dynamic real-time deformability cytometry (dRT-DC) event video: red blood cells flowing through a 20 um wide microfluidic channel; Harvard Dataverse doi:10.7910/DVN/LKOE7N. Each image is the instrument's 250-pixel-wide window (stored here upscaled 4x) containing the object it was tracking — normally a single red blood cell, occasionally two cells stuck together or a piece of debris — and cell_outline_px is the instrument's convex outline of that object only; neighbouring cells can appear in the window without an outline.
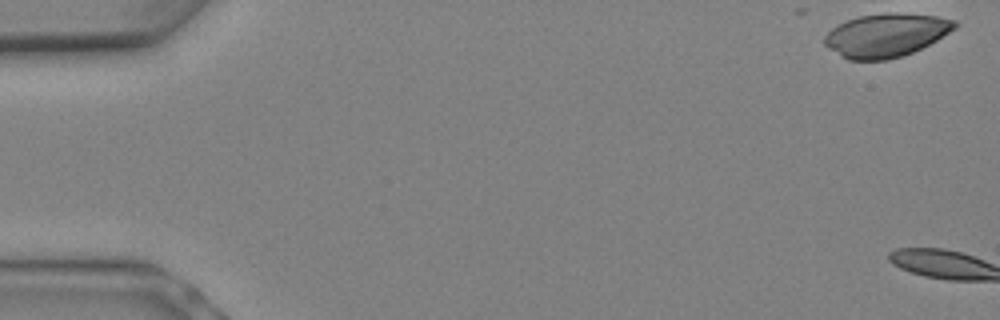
{"species": "Egyptian fruit bat (a non-hibernating species)", "species_latin": "Rousettus aegyptiacus", "temperature_condition": "warm", "stored_images_in_passage": 2, "camera_frame_rate_fps": 3000, "um_per_image_px": 0.085, "animal": {"sex": "female"}, "frame": {"image": 1, "passage_image": 1, "time_ms": 0.0, "image_size_px": [1000, 320], "cell_outline_px": [[960, 24], [956, 28], [936, 40], [912, 52], [888, 60], [848, 60], [840, 56], [828, 48], [824, 44], [824, 36], [832, 28], [848, 20], [860, 16], [936, 16], [956, 20]], "centroid_in_image_um": [75.28, 3.05], "position_along_channel_um": 9.7, "area_um2": 31.67}}